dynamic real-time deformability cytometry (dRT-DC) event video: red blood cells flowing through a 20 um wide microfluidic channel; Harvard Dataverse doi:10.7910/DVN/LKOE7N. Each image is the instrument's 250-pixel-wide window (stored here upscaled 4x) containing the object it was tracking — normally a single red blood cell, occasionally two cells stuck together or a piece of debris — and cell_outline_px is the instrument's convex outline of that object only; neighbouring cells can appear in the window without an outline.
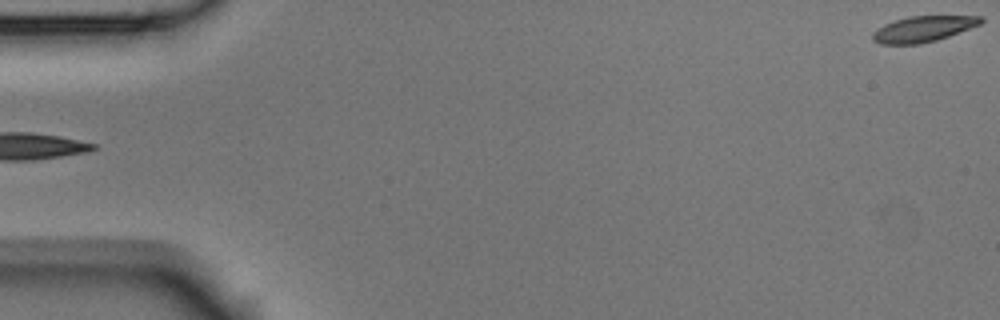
{"species": "Egyptian fruit bat (a non-hibernating species)", "species_latin": "Rousettus aegyptiacus", "temperature_condition": "room temperature", "stored_images_in_passage": 5, "segment_of_instrument_passage": [2, 2], "camera_frame_rate_fps": 3000, "um_per_image_px": 0.085, "animal": {"sex": "male"}, "frame": {"image": 1, "passage_image": 5, "time_ms": 1.333, "image_size_px": [1000, 320], "cell_outline_px": [[984, 20], [980, 24], [948, 36], [936, 40], [916, 44], [880, 44], [872, 40], [872, 32], [876, 28], [884, 24], [908, 16], [984, 16]], "centroid_in_image_um": [78.43, 2.45], "position_along_channel_um": 6.6, "area_um2": 16.18}}